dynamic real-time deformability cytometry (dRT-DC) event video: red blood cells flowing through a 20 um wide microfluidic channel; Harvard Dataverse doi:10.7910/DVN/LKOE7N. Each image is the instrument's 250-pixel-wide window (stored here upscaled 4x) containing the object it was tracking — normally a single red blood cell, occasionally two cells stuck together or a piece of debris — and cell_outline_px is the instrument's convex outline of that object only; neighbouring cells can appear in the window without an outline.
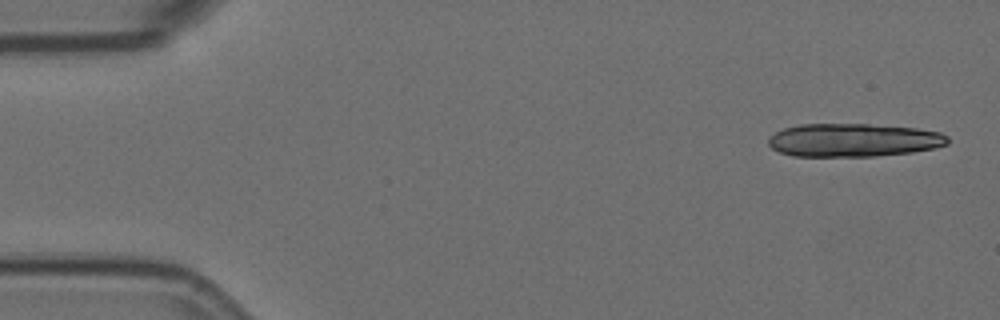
{"species": "Egyptian fruit bat (a non-hibernating species)", "species_latin": "Rousettus aegyptiacus", "temperature_condition": "room temperature", "stored_images_in_passage": 6, "camera_frame_rate_fps": 3000, "um_per_image_px": 0.085, "animal": {"sex": "female"}, "frame": {"image": 1, "passage_image": 1, "time_ms": 0.0, "image_size_px": [1000, 320], "cell_outline_px": [[948, 144], [936, 148], [912, 152], [876, 156], [792, 156], [780, 152], [772, 148], [768, 144], [768, 136], [784, 128], [800, 124], [868, 124], [916, 128], [940, 132], [948, 136]], "centroid_in_image_um": [72.54, 11.91], "position_along_channel_um": 12.5, "area_um2": 34.91}}